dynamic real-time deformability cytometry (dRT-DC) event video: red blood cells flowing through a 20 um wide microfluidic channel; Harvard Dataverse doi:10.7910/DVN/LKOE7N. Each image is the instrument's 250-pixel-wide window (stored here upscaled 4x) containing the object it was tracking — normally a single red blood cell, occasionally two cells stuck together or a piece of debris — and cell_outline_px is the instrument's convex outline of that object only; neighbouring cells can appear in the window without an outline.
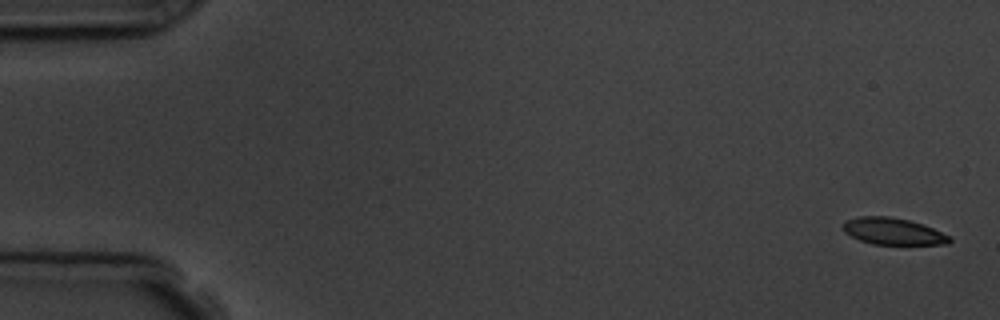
{"species": "common noctule bat (a hibernating species)", "species_latin": "Nyctalus noctula", "temperature_condition": "room temperature", "stored_images_in_passage": 16, "camera_frame_rate_fps": 3000, "um_per_image_px": 0.085, "animal": {"sex": "male", "body_mass_g": 19.5, "forearm_length_mm": 54.6}, "frame": {"image": 1, "passage_image": 1, "time_ms": 0.0, "image_size_px": [1000, 320], "cell_outline_px": [[952, 240], [948, 244], [872, 244], [860, 240], [844, 232], [844, 220], [860, 216], [888, 216], [908, 220], [932, 228], [952, 236]], "centroid_in_image_um": [75.92, 19.66], "position_along_channel_um": 9.1, "area_um2": 16.47}}
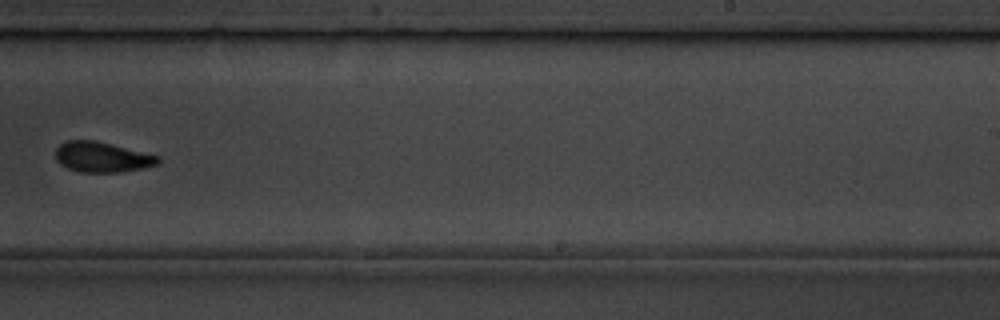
{"frame": {"image": 2, "passage_image": 10, "time_ms": 11.333, "image_size_px": [1000, 320], "cell_outline_px": [[160, 164], [120, 172], [80, 172], [68, 168], [60, 164], [56, 160], [56, 148], [64, 140], [96, 140], [160, 156]], "centroid_in_image_um": [8.66, 13.34], "position_along_channel_um": 280.3, "area_um2": 18.15}}
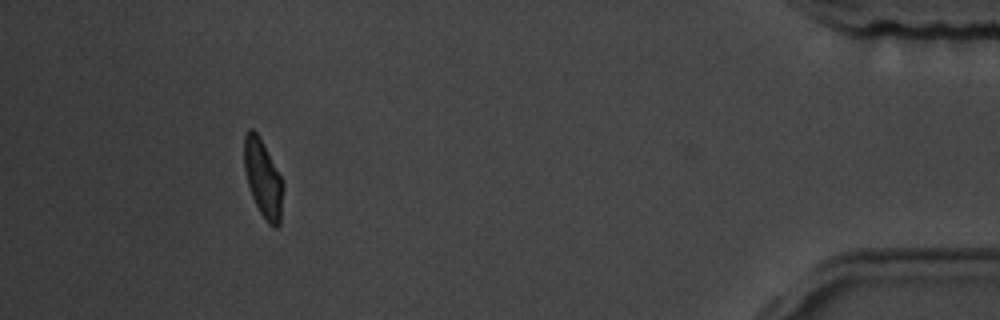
{"frame": {"image": 3, "passage_image": 14, "time_ms": 16.667, "image_size_px": [1000, 320], "cell_outline_px": [[284, 188], [280, 224], [276, 228], [268, 224], [260, 212], [252, 196], [248, 184], [244, 168], [244, 136], [248, 128], [252, 128], [260, 136], [284, 184]], "centroid_in_image_um": [22.36, 15.18], "position_along_channel_um": 412.8, "area_um2": 17.63}, "authors_computed_cell_mechanics": {"area_um2": 18.3515, "velocity_mm_per_s": 3.6516, "shape_relaxation_time_tau1_ms": 2.5072, "shape_relaxation_time_tau2_ms": 2.1859, "deformation_change_tau1": 0.0876, "deformation_change_tau2": 0.0617}}